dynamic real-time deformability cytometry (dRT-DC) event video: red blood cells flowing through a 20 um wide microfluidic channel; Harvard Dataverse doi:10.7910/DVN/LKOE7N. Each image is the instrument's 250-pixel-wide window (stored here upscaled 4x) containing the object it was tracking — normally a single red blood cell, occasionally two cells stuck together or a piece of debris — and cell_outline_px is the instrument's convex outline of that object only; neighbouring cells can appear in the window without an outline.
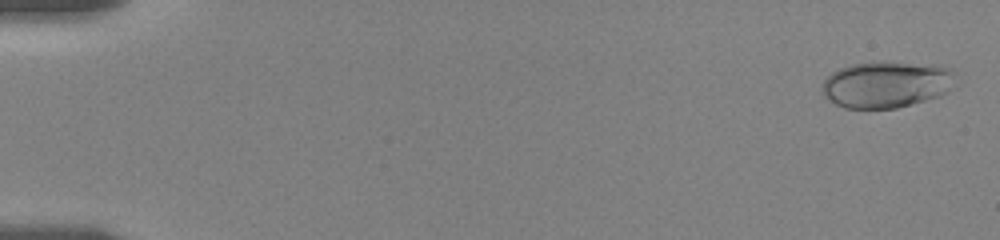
{"species": "human", "species_latin": "Homo sapiens", "temperature_condition": "room temperature", "stored_images_in_passage": 52, "camera_frame_rate_fps": 3000, "um_per_image_px": 0.085, "donor": {"sex": "female"}, "frame": {"image": 1, "passage_image": 2, "time_ms": 0.333, "image_size_px": [1000, 240], "cell_outline_px": [[960, 84], [948, 92], [940, 96], [896, 108], [844, 108], [828, 100], [824, 96], [824, 80], [832, 72], [840, 68], [852, 64], [908, 64], [952, 68]], "centroid_in_image_um": [75.42, 7.22], "position_along_channel_um": 9.6, "area_um2": 35.49}}
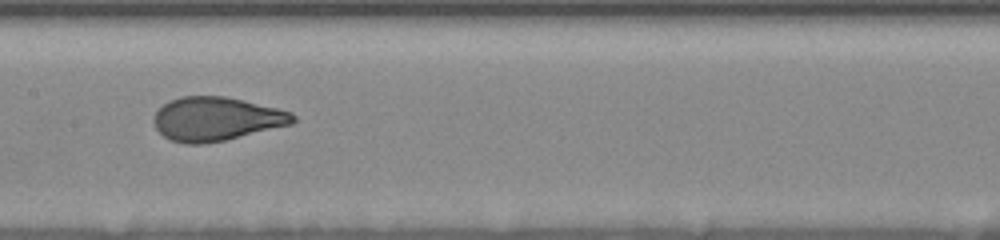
{"frame": {"image": 2, "passage_image": 30, "time_ms": 9.667, "image_size_px": [1000, 240], "cell_outline_px": [[296, 120], [292, 124], [224, 140], [204, 144], [184, 144], [168, 140], [156, 128], [152, 120], [156, 112], [164, 104], [180, 96], [224, 96], [276, 108], [292, 112], [296, 116]], "centroid_in_image_um": [18.36, 10.12], "position_along_channel_um": 189.0, "area_um2": 35.32}}
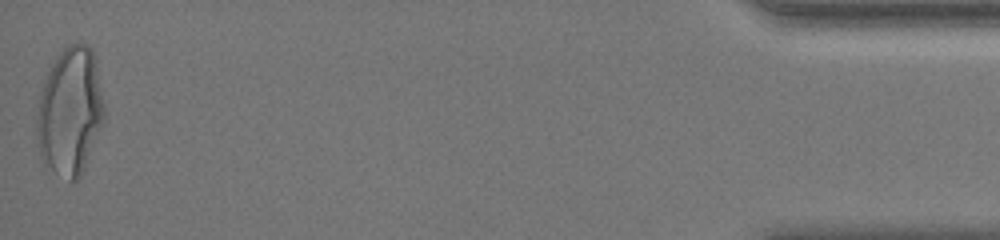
{"frame": {"image": 3, "passage_image": 52, "time_ms": 18.667, "image_size_px": [1000, 240], "cell_outline_px": [[104, 120], [84, 168], [80, 176], [76, 180], [72, 180], [52, 168], [44, 160], [36, 144], [36, 116], [40, 92], [48, 72], [56, 56], [64, 44], [80, 40], [88, 44], [96, 56], [104, 104]], "centroid_in_image_um": [5.97, 9.34], "position_along_channel_um": 429.2, "area_um2": 50.4}, "authors_computed_cell_mechanics": {"area_um2": 35.4892, "velocity_mm_per_s": 3.599, "shape_relaxation_time_tau1_ms": 4.8446, "shape_relaxation_time_tau2_ms": null, "deformation_change_tau1": 0.1768, "deformation_change_tau2": null}}